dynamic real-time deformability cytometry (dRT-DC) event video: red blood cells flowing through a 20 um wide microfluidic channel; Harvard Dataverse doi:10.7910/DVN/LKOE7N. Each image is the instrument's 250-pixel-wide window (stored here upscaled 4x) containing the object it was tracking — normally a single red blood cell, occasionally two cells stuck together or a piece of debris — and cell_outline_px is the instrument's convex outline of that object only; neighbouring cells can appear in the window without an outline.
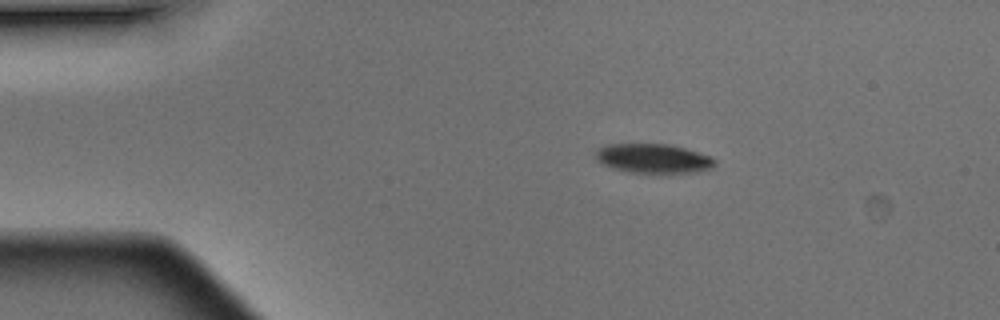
{"species": "Egyptian fruit bat (a non-hibernating species)", "species_latin": "Rousettus aegyptiacus", "temperature_condition": "warm", "stored_images_in_passage": 4, "camera_frame_rate_fps": 3000, "um_per_image_px": 0.085, "animal": {"sex": "male"}, "frame": {"image": 1, "passage_image": 2, "time_ms": 0.333, "image_size_px": [1000, 320], "cell_outline_px": [[716, 160], [712, 168], [696, 172], [628, 172], [612, 168], [596, 160], [596, 148], [608, 144], [668, 144], [684, 148], [712, 156]], "centroid_in_image_um": [55.52, 13.46], "position_along_channel_um": 29.5, "area_um2": 20.23}}